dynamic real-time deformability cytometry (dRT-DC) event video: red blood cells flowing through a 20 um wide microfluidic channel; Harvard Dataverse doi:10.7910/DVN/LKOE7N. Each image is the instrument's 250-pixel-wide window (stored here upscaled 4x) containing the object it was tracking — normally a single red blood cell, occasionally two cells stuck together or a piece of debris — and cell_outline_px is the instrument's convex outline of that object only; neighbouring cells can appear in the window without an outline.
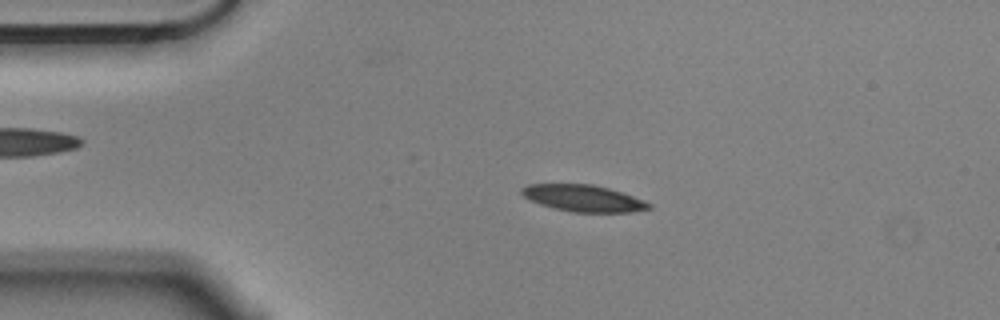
{"species": "Egyptian fruit bat (a non-hibernating species)", "species_latin": "Rousettus aegyptiacus", "temperature_condition": "cold", "stored_images_in_passage": 56, "camera_frame_rate_fps": 3000, "um_per_image_px": 0.085, "animal": {"sex": "male"}, "frame": {"image": 1, "passage_image": 11, "time_ms": 3.333, "image_size_px": [1000, 320], "cell_outline_px": [[652, 208], [632, 212], [572, 212], [540, 204], [524, 196], [520, 192], [520, 188], [528, 184], [592, 184], [608, 188], [644, 200], [652, 204]], "centroid_in_image_um": [49.59, 16.85], "position_along_channel_um": 35.4, "area_um2": 19.59}}
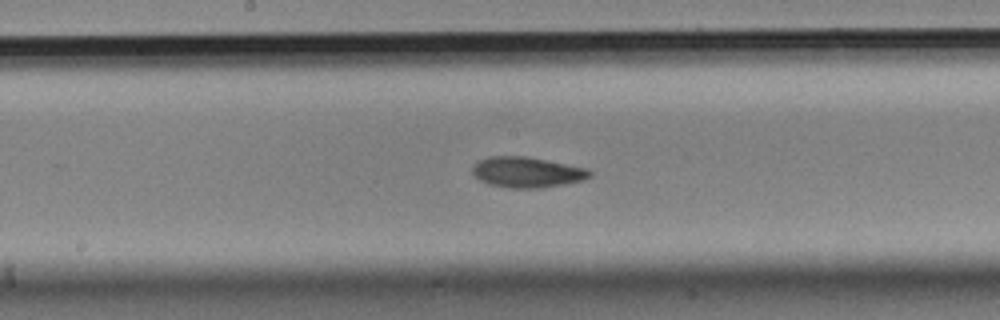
{"frame": {"image": 2, "passage_image": 28, "time_ms": 9.0, "image_size_px": [1000, 320], "cell_outline_px": [[592, 176], [584, 180], [564, 184], [540, 188], [508, 188], [488, 184], [480, 180], [472, 172], [472, 164], [488, 156], [524, 156], [588, 168], [592, 172]], "centroid_in_image_um": [44.79, 14.64], "position_along_channel_um": 203.4, "area_um2": 20.98}}
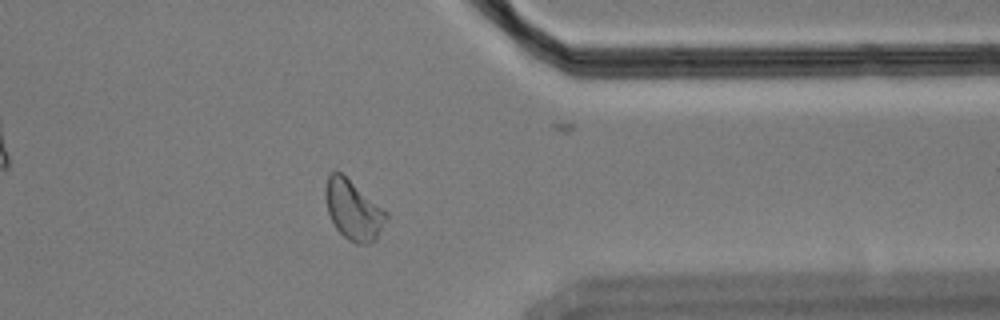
{"frame": {"image": 3, "passage_image": 44, "time_ms": 14.333, "image_size_px": [1000, 320], "cell_outline_px": [[388, 216], [376, 240], [368, 244], [356, 244], [348, 240], [336, 228], [328, 212], [324, 196], [324, 188], [328, 176], [332, 172], [340, 172], [388, 212]], "centroid_in_image_um": [30.02, 17.87], "position_along_channel_um": 381.4, "area_um2": 20.98}, "authors_computed_cell_mechanics": {"area_um2": 20.4901, "velocity_mm_per_s": 3.5433, "shape_relaxation_time_tau1_ms": 3.3222, "shape_relaxation_time_tau2_ms": 4.349, "deformation_change_tau1": 0.1318, "deformation_change_tau2": 0.0961}}